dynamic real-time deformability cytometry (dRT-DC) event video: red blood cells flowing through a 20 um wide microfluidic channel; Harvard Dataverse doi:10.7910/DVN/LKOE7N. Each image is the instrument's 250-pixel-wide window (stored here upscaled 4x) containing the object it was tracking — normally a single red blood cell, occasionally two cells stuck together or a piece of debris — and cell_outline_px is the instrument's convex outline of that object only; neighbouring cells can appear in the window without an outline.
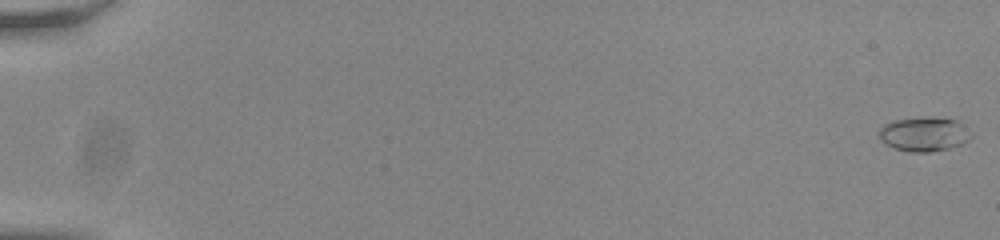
{"species": "common noctule bat (a hibernating species)", "species_latin": "Nyctalus noctula", "temperature_condition": "room temperature", "stored_images_in_passage": 56, "camera_frame_rate_fps": 3000, "um_per_image_px": 0.085, "animal": {"sex": "male", "body_mass_g": 20.0, "forearm_length_mm": 53.3}, "frame": {"image": 1, "passage_image": 1, "time_ms": 0.0, "image_size_px": [1000, 240], "cell_outline_px": [[972, 136], [964, 144], [952, 148], [928, 152], [908, 152], [892, 148], [884, 144], [880, 140], [880, 128], [884, 124], [896, 120], [956, 120]], "centroid_in_image_um": [78.5, 11.49], "position_along_channel_um": 6.5, "area_um2": 17.57}}
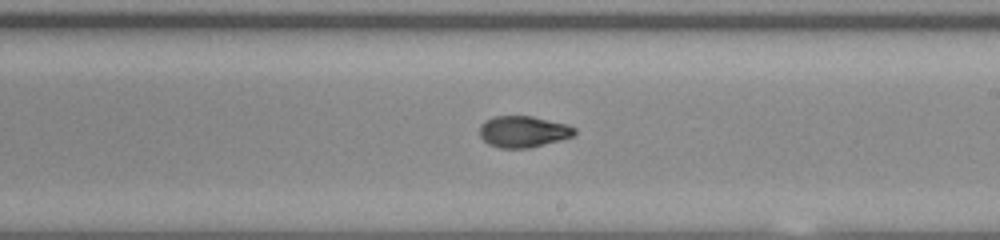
{"frame": {"image": 2, "passage_image": 35, "time_ms": 11.333, "image_size_px": [1000, 240], "cell_outline_px": [[576, 132], [572, 136], [560, 140], [528, 148], [500, 148], [488, 144], [480, 136], [480, 124], [496, 116], [532, 116], [568, 124], [576, 128]], "centroid_in_image_um": [44.49, 11.19], "position_along_channel_um": 244.5, "area_um2": 17.28}}
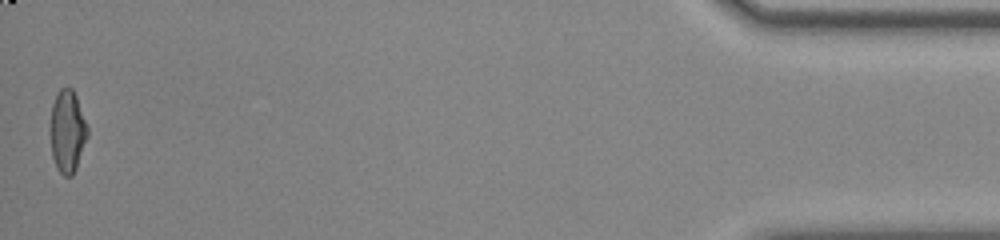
{"frame": {"image": 3, "passage_image": 56, "time_ms": 18.333, "image_size_px": [1000, 240], "cell_outline_px": [[88, 136], [76, 168], [72, 176], [64, 176], [56, 168], [52, 156], [52, 104], [60, 88], [72, 88], [76, 96], [88, 128]], "centroid_in_image_um": [5.75, 11.19], "position_along_channel_um": 429.4, "area_um2": 17.4}, "authors_computed_cell_mechanics": {"area_um2": 17.34, "velocity_mm_per_s": 3.822, "shape_relaxation_time_tau1_ms": 6.1818, "shape_relaxation_time_tau2_ms": 1.7052, "deformation_change_tau1": 0.193, "deformation_change_tau2": 0.0613}}